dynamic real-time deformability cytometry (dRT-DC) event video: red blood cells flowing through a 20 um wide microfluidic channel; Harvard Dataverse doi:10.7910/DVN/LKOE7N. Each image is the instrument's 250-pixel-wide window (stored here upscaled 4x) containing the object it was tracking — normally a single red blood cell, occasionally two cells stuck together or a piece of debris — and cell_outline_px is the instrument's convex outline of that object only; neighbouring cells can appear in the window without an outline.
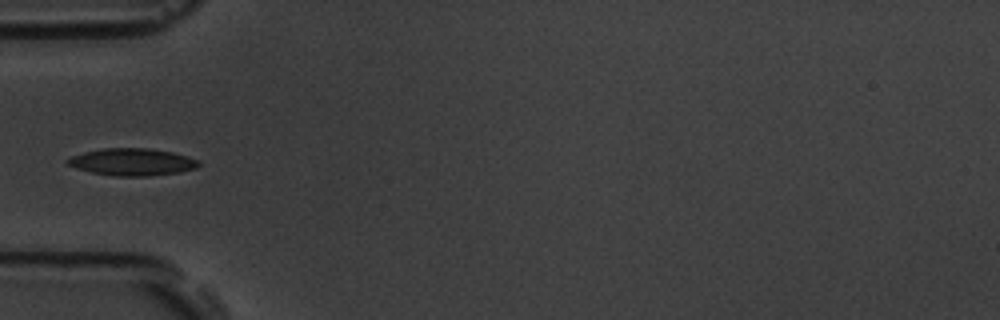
{"species": "common noctule bat (a hibernating species)", "species_latin": "Nyctalus noctula", "temperature_condition": "room temperature", "stored_images_in_passage": 38, "camera_frame_rate_fps": 3000, "um_per_image_px": 0.085, "animal": {"sex": "male", "body_mass_g": 19.5, "forearm_length_mm": 54.6}, "frame": {"image": 1, "passage_image": 1, "time_ms": 0.0, "image_size_px": [1000, 320], "cell_outline_px": [[200, 164], [196, 168], [180, 172], [148, 176], [112, 176], [92, 172], [76, 168], [68, 164], [64, 160], [72, 156], [84, 152], [104, 148], [148, 148], [172, 152], [200, 160]], "centroid_in_image_um": [11.24, 13.77], "position_along_channel_um": 73.8, "area_um2": 20.75}}
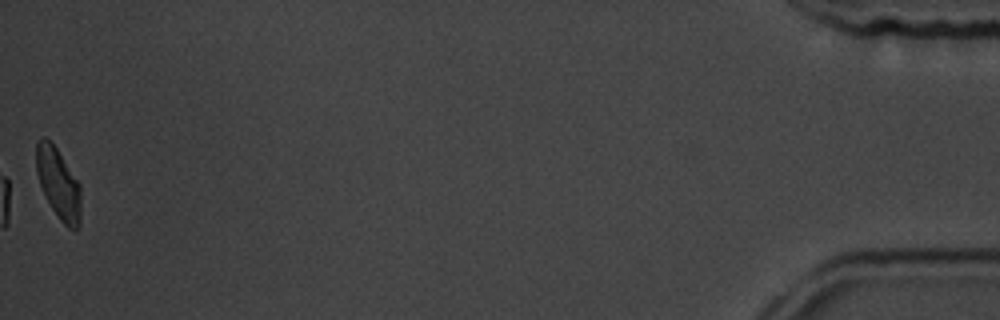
{"frame": {"image": 2, "passage_image": 38, "time_ms": 12.333, "image_size_px": [1000, 320], "cell_outline_px": [[80, 224], [76, 232], [68, 228], [60, 220], [52, 208], [40, 184], [36, 172], [36, 140], [40, 136], [44, 136], [56, 148], [80, 184]], "centroid_in_image_um": [4.96, 15.61], "position_along_channel_um": 430.2, "area_um2": 18.32}}